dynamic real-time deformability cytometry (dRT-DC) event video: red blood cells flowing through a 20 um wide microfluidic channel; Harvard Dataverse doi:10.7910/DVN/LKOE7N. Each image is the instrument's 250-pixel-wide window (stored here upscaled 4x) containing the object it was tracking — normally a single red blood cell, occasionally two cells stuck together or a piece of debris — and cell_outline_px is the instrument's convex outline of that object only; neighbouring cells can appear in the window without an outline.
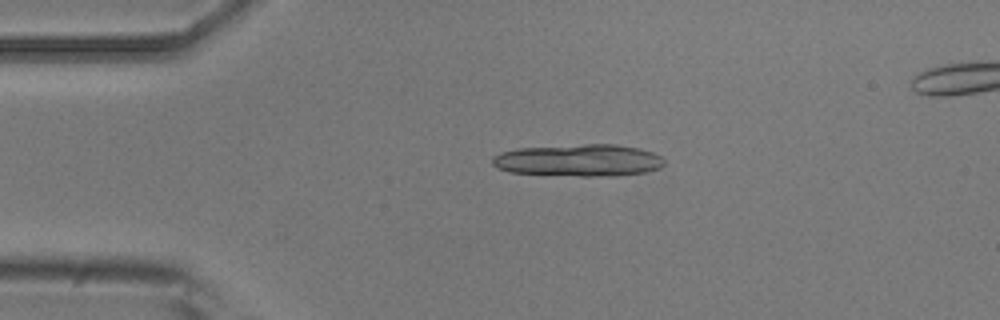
{"species": "common noctule bat (a hibernating species)", "species_latin": "Nyctalus noctula", "temperature_condition": "room temperature", "stored_images_in_passage": 16, "camera_frame_rate_fps": 3000, "um_per_image_px": 0.085, "animal": {"sex": "male", "body_mass_g": 20.5, "forearm_length_mm": 52.5}, "frame": {"image": 1, "passage_image": 10, "time_ms": 3.0, "image_size_px": [1000, 320], "cell_outline_px": [[664, 164], [660, 168], [644, 172], [616, 176], [580, 176], [508, 172], [496, 168], [492, 164], [492, 156], [500, 152], [516, 148], [584, 144], [616, 144], [640, 148], [652, 152], [660, 156], [664, 160]], "centroid_in_image_um": [49.17, 13.62], "position_along_channel_um": 35.8, "area_um2": 32.43}}